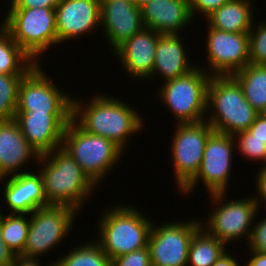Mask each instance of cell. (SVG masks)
I'll list each match as a JSON object with an SVG mask.
<instances>
[{
    "label": "cell",
    "mask_w": 266,
    "mask_h": 266,
    "mask_svg": "<svg viewBox=\"0 0 266 266\" xmlns=\"http://www.w3.org/2000/svg\"><path fill=\"white\" fill-rule=\"evenodd\" d=\"M82 103L80 99H73L72 119L87 133L111 140L124 153L129 137L143 129L142 114L124 100L97 93L88 104L83 106Z\"/></svg>",
    "instance_id": "1"
},
{
    "label": "cell",
    "mask_w": 266,
    "mask_h": 266,
    "mask_svg": "<svg viewBox=\"0 0 266 266\" xmlns=\"http://www.w3.org/2000/svg\"><path fill=\"white\" fill-rule=\"evenodd\" d=\"M36 163L43 165L38 170L49 204L66 205L79 211L97 187L61 147L40 155Z\"/></svg>",
    "instance_id": "2"
},
{
    "label": "cell",
    "mask_w": 266,
    "mask_h": 266,
    "mask_svg": "<svg viewBox=\"0 0 266 266\" xmlns=\"http://www.w3.org/2000/svg\"><path fill=\"white\" fill-rule=\"evenodd\" d=\"M115 206L107 209L96 225L100 234L96 242L110 260L147 247L154 223L132 205Z\"/></svg>",
    "instance_id": "3"
},
{
    "label": "cell",
    "mask_w": 266,
    "mask_h": 266,
    "mask_svg": "<svg viewBox=\"0 0 266 266\" xmlns=\"http://www.w3.org/2000/svg\"><path fill=\"white\" fill-rule=\"evenodd\" d=\"M206 113H211L205 119L215 132L231 136L248 130L259 115L247 102L241 86L231 75L211 76L207 88Z\"/></svg>",
    "instance_id": "4"
},
{
    "label": "cell",
    "mask_w": 266,
    "mask_h": 266,
    "mask_svg": "<svg viewBox=\"0 0 266 266\" xmlns=\"http://www.w3.org/2000/svg\"><path fill=\"white\" fill-rule=\"evenodd\" d=\"M61 148L97 186L124 155L111 140L87 133L73 119L65 127Z\"/></svg>",
    "instance_id": "5"
},
{
    "label": "cell",
    "mask_w": 266,
    "mask_h": 266,
    "mask_svg": "<svg viewBox=\"0 0 266 266\" xmlns=\"http://www.w3.org/2000/svg\"><path fill=\"white\" fill-rule=\"evenodd\" d=\"M1 23L13 40L36 62L58 45L56 13L52 8H8ZM38 59V60H37Z\"/></svg>",
    "instance_id": "6"
},
{
    "label": "cell",
    "mask_w": 266,
    "mask_h": 266,
    "mask_svg": "<svg viewBox=\"0 0 266 266\" xmlns=\"http://www.w3.org/2000/svg\"><path fill=\"white\" fill-rule=\"evenodd\" d=\"M211 75L202 67L188 74L163 82L157 92L160 101L176 118V124L206 120L207 88Z\"/></svg>",
    "instance_id": "7"
},
{
    "label": "cell",
    "mask_w": 266,
    "mask_h": 266,
    "mask_svg": "<svg viewBox=\"0 0 266 266\" xmlns=\"http://www.w3.org/2000/svg\"><path fill=\"white\" fill-rule=\"evenodd\" d=\"M226 194L209 195L212 203L216 204L217 207L213 208L206 221L201 222V227L225 244L234 240L237 242L243 237H247L246 239L249 241L253 222L257 220L255 218L258 214L253 195L249 198L229 201L225 198Z\"/></svg>",
    "instance_id": "8"
},
{
    "label": "cell",
    "mask_w": 266,
    "mask_h": 266,
    "mask_svg": "<svg viewBox=\"0 0 266 266\" xmlns=\"http://www.w3.org/2000/svg\"><path fill=\"white\" fill-rule=\"evenodd\" d=\"M78 211L66 205H48L39 207L30 215V226L24 251L26 258H37L47 254L69 235Z\"/></svg>",
    "instance_id": "9"
},
{
    "label": "cell",
    "mask_w": 266,
    "mask_h": 266,
    "mask_svg": "<svg viewBox=\"0 0 266 266\" xmlns=\"http://www.w3.org/2000/svg\"><path fill=\"white\" fill-rule=\"evenodd\" d=\"M235 143L233 136L214 131L207 139L197 174L180 190V194H191L199 180L209 195L227 193Z\"/></svg>",
    "instance_id": "10"
},
{
    "label": "cell",
    "mask_w": 266,
    "mask_h": 266,
    "mask_svg": "<svg viewBox=\"0 0 266 266\" xmlns=\"http://www.w3.org/2000/svg\"><path fill=\"white\" fill-rule=\"evenodd\" d=\"M171 142V159L179 191L197 174L208 137L214 132L206 121L177 124Z\"/></svg>",
    "instance_id": "11"
},
{
    "label": "cell",
    "mask_w": 266,
    "mask_h": 266,
    "mask_svg": "<svg viewBox=\"0 0 266 266\" xmlns=\"http://www.w3.org/2000/svg\"><path fill=\"white\" fill-rule=\"evenodd\" d=\"M201 220L153 223L148 239L152 266H187L189 245Z\"/></svg>",
    "instance_id": "12"
},
{
    "label": "cell",
    "mask_w": 266,
    "mask_h": 266,
    "mask_svg": "<svg viewBox=\"0 0 266 266\" xmlns=\"http://www.w3.org/2000/svg\"><path fill=\"white\" fill-rule=\"evenodd\" d=\"M37 63L19 86L16 112H73V98L63 93Z\"/></svg>",
    "instance_id": "13"
},
{
    "label": "cell",
    "mask_w": 266,
    "mask_h": 266,
    "mask_svg": "<svg viewBox=\"0 0 266 266\" xmlns=\"http://www.w3.org/2000/svg\"><path fill=\"white\" fill-rule=\"evenodd\" d=\"M206 55L211 76H227L250 63L249 33L225 32L207 25ZM211 71V72H209Z\"/></svg>",
    "instance_id": "14"
},
{
    "label": "cell",
    "mask_w": 266,
    "mask_h": 266,
    "mask_svg": "<svg viewBox=\"0 0 266 266\" xmlns=\"http://www.w3.org/2000/svg\"><path fill=\"white\" fill-rule=\"evenodd\" d=\"M73 112H16L15 119L23 136L38 153L43 155L62 146L65 127Z\"/></svg>",
    "instance_id": "15"
},
{
    "label": "cell",
    "mask_w": 266,
    "mask_h": 266,
    "mask_svg": "<svg viewBox=\"0 0 266 266\" xmlns=\"http://www.w3.org/2000/svg\"><path fill=\"white\" fill-rule=\"evenodd\" d=\"M55 13L58 45L89 34L100 26L98 0H61Z\"/></svg>",
    "instance_id": "16"
},
{
    "label": "cell",
    "mask_w": 266,
    "mask_h": 266,
    "mask_svg": "<svg viewBox=\"0 0 266 266\" xmlns=\"http://www.w3.org/2000/svg\"><path fill=\"white\" fill-rule=\"evenodd\" d=\"M100 24L113 52L144 28L141 9L132 0L100 3Z\"/></svg>",
    "instance_id": "17"
},
{
    "label": "cell",
    "mask_w": 266,
    "mask_h": 266,
    "mask_svg": "<svg viewBox=\"0 0 266 266\" xmlns=\"http://www.w3.org/2000/svg\"><path fill=\"white\" fill-rule=\"evenodd\" d=\"M161 34L152 29L143 28L122 43L113 53L130 78L151 79L155 51Z\"/></svg>",
    "instance_id": "18"
},
{
    "label": "cell",
    "mask_w": 266,
    "mask_h": 266,
    "mask_svg": "<svg viewBox=\"0 0 266 266\" xmlns=\"http://www.w3.org/2000/svg\"><path fill=\"white\" fill-rule=\"evenodd\" d=\"M28 172L0 179L4 180V197L9 213L31 214L39 207L50 205L44 194L43 180L39 171Z\"/></svg>",
    "instance_id": "19"
},
{
    "label": "cell",
    "mask_w": 266,
    "mask_h": 266,
    "mask_svg": "<svg viewBox=\"0 0 266 266\" xmlns=\"http://www.w3.org/2000/svg\"><path fill=\"white\" fill-rule=\"evenodd\" d=\"M30 159L37 161L39 155L23 136L16 119L0 120V179L28 172L21 167Z\"/></svg>",
    "instance_id": "20"
},
{
    "label": "cell",
    "mask_w": 266,
    "mask_h": 266,
    "mask_svg": "<svg viewBox=\"0 0 266 266\" xmlns=\"http://www.w3.org/2000/svg\"><path fill=\"white\" fill-rule=\"evenodd\" d=\"M144 28L160 34H179L193 22L189 0H153L141 8Z\"/></svg>",
    "instance_id": "21"
},
{
    "label": "cell",
    "mask_w": 266,
    "mask_h": 266,
    "mask_svg": "<svg viewBox=\"0 0 266 266\" xmlns=\"http://www.w3.org/2000/svg\"><path fill=\"white\" fill-rule=\"evenodd\" d=\"M180 34H161L157 41L151 79L156 75L166 81L184 76L197 65L190 64ZM158 73V74H157Z\"/></svg>",
    "instance_id": "22"
},
{
    "label": "cell",
    "mask_w": 266,
    "mask_h": 266,
    "mask_svg": "<svg viewBox=\"0 0 266 266\" xmlns=\"http://www.w3.org/2000/svg\"><path fill=\"white\" fill-rule=\"evenodd\" d=\"M252 0H229L205 20L211 28L225 32L249 33L254 23Z\"/></svg>",
    "instance_id": "23"
},
{
    "label": "cell",
    "mask_w": 266,
    "mask_h": 266,
    "mask_svg": "<svg viewBox=\"0 0 266 266\" xmlns=\"http://www.w3.org/2000/svg\"><path fill=\"white\" fill-rule=\"evenodd\" d=\"M231 76L241 86L247 102L259 114H266V65L249 63Z\"/></svg>",
    "instance_id": "24"
},
{
    "label": "cell",
    "mask_w": 266,
    "mask_h": 266,
    "mask_svg": "<svg viewBox=\"0 0 266 266\" xmlns=\"http://www.w3.org/2000/svg\"><path fill=\"white\" fill-rule=\"evenodd\" d=\"M36 64L0 24V74H27Z\"/></svg>",
    "instance_id": "25"
},
{
    "label": "cell",
    "mask_w": 266,
    "mask_h": 266,
    "mask_svg": "<svg viewBox=\"0 0 266 266\" xmlns=\"http://www.w3.org/2000/svg\"><path fill=\"white\" fill-rule=\"evenodd\" d=\"M226 246L200 227L190 242L187 266H212L227 250Z\"/></svg>",
    "instance_id": "26"
},
{
    "label": "cell",
    "mask_w": 266,
    "mask_h": 266,
    "mask_svg": "<svg viewBox=\"0 0 266 266\" xmlns=\"http://www.w3.org/2000/svg\"><path fill=\"white\" fill-rule=\"evenodd\" d=\"M54 266H111V260L100 245L91 240V242L79 244L67 255L57 258Z\"/></svg>",
    "instance_id": "27"
},
{
    "label": "cell",
    "mask_w": 266,
    "mask_h": 266,
    "mask_svg": "<svg viewBox=\"0 0 266 266\" xmlns=\"http://www.w3.org/2000/svg\"><path fill=\"white\" fill-rule=\"evenodd\" d=\"M2 213L1 235L3 241L16 255H20L24 251L30 226L29 214L8 213L4 216Z\"/></svg>",
    "instance_id": "28"
},
{
    "label": "cell",
    "mask_w": 266,
    "mask_h": 266,
    "mask_svg": "<svg viewBox=\"0 0 266 266\" xmlns=\"http://www.w3.org/2000/svg\"><path fill=\"white\" fill-rule=\"evenodd\" d=\"M26 74H0V120L15 117L19 86Z\"/></svg>",
    "instance_id": "29"
},
{
    "label": "cell",
    "mask_w": 266,
    "mask_h": 266,
    "mask_svg": "<svg viewBox=\"0 0 266 266\" xmlns=\"http://www.w3.org/2000/svg\"><path fill=\"white\" fill-rule=\"evenodd\" d=\"M249 58L251 64L266 65V21L258 22L257 26L253 23L249 32Z\"/></svg>",
    "instance_id": "30"
},
{
    "label": "cell",
    "mask_w": 266,
    "mask_h": 266,
    "mask_svg": "<svg viewBox=\"0 0 266 266\" xmlns=\"http://www.w3.org/2000/svg\"><path fill=\"white\" fill-rule=\"evenodd\" d=\"M235 147L240 154L250 160L261 161L266 150V143L255 136H252L247 130L239 132L234 136Z\"/></svg>",
    "instance_id": "31"
},
{
    "label": "cell",
    "mask_w": 266,
    "mask_h": 266,
    "mask_svg": "<svg viewBox=\"0 0 266 266\" xmlns=\"http://www.w3.org/2000/svg\"><path fill=\"white\" fill-rule=\"evenodd\" d=\"M111 266H152L149 247L113 258Z\"/></svg>",
    "instance_id": "32"
},
{
    "label": "cell",
    "mask_w": 266,
    "mask_h": 266,
    "mask_svg": "<svg viewBox=\"0 0 266 266\" xmlns=\"http://www.w3.org/2000/svg\"><path fill=\"white\" fill-rule=\"evenodd\" d=\"M253 228L248 242V250H254L260 253H266V216L256 223L253 222Z\"/></svg>",
    "instance_id": "33"
},
{
    "label": "cell",
    "mask_w": 266,
    "mask_h": 266,
    "mask_svg": "<svg viewBox=\"0 0 266 266\" xmlns=\"http://www.w3.org/2000/svg\"><path fill=\"white\" fill-rule=\"evenodd\" d=\"M229 0H189L192 17L200 12L206 19L214 11L226 4Z\"/></svg>",
    "instance_id": "34"
},
{
    "label": "cell",
    "mask_w": 266,
    "mask_h": 266,
    "mask_svg": "<svg viewBox=\"0 0 266 266\" xmlns=\"http://www.w3.org/2000/svg\"><path fill=\"white\" fill-rule=\"evenodd\" d=\"M61 0H11L10 8H52L55 9Z\"/></svg>",
    "instance_id": "35"
},
{
    "label": "cell",
    "mask_w": 266,
    "mask_h": 266,
    "mask_svg": "<svg viewBox=\"0 0 266 266\" xmlns=\"http://www.w3.org/2000/svg\"><path fill=\"white\" fill-rule=\"evenodd\" d=\"M256 186H257V195L253 196L254 201L257 204L258 212H259V205L260 203H266V170L260 169L256 176ZM262 201V202H261Z\"/></svg>",
    "instance_id": "36"
},
{
    "label": "cell",
    "mask_w": 266,
    "mask_h": 266,
    "mask_svg": "<svg viewBox=\"0 0 266 266\" xmlns=\"http://www.w3.org/2000/svg\"><path fill=\"white\" fill-rule=\"evenodd\" d=\"M247 131L266 143V114H259Z\"/></svg>",
    "instance_id": "37"
},
{
    "label": "cell",
    "mask_w": 266,
    "mask_h": 266,
    "mask_svg": "<svg viewBox=\"0 0 266 266\" xmlns=\"http://www.w3.org/2000/svg\"><path fill=\"white\" fill-rule=\"evenodd\" d=\"M0 206V266H11L16 254L6 245L1 235V211Z\"/></svg>",
    "instance_id": "38"
},
{
    "label": "cell",
    "mask_w": 266,
    "mask_h": 266,
    "mask_svg": "<svg viewBox=\"0 0 266 266\" xmlns=\"http://www.w3.org/2000/svg\"><path fill=\"white\" fill-rule=\"evenodd\" d=\"M42 263L38 258H26L21 255H16L11 266H40ZM48 266H54V263H50Z\"/></svg>",
    "instance_id": "39"
},
{
    "label": "cell",
    "mask_w": 266,
    "mask_h": 266,
    "mask_svg": "<svg viewBox=\"0 0 266 266\" xmlns=\"http://www.w3.org/2000/svg\"><path fill=\"white\" fill-rule=\"evenodd\" d=\"M212 266H242L238 260L226 250Z\"/></svg>",
    "instance_id": "40"
},
{
    "label": "cell",
    "mask_w": 266,
    "mask_h": 266,
    "mask_svg": "<svg viewBox=\"0 0 266 266\" xmlns=\"http://www.w3.org/2000/svg\"><path fill=\"white\" fill-rule=\"evenodd\" d=\"M251 257L246 266H266V253L250 250ZM245 266V265H244Z\"/></svg>",
    "instance_id": "41"
},
{
    "label": "cell",
    "mask_w": 266,
    "mask_h": 266,
    "mask_svg": "<svg viewBox=\"0 0 266 266\" xmlns=\"http://www.w3.org/2000/svg\"><path fill=\"white\" fill-rule=\"evenodd\" d=\"M135 5L138 7V8H142L143 6H145L146 4H148L149 2L153 1V0H132Z\"/></svg>",
    "instance_id": "42"
},
{
    "label": "cell",
    "mask_w": 266,
    "mask_h": 266,
    "mask_svg": "<svg viewBox=\"0 0 266 266\" xmlns=\"http://www.w3.org/2000/svg\"><path fill=\"white\" fill-rule=\"evenodd\" d=\"M262 166H261V168L260 169H264V170H266V150H265V152H264V156H263V158H262ZM264 163V164H263Z\"/></svg>",
    "instance_id": "43"
},
{
    "label": "cell",
    "mask_w": 266,
    "mask_h": 266,
    "mask_svg": "<svg viewBox=\"0 0 266 266\" xmlns=\"http://www.w3.org/2000/svg\"><path fill=\"white\" fill-rule=\"evenodd\" d=\"M99 3H107V2H113V1H117V0H98Z\"/></svg>",
    "instance_id": "44"
}]
</instances>
